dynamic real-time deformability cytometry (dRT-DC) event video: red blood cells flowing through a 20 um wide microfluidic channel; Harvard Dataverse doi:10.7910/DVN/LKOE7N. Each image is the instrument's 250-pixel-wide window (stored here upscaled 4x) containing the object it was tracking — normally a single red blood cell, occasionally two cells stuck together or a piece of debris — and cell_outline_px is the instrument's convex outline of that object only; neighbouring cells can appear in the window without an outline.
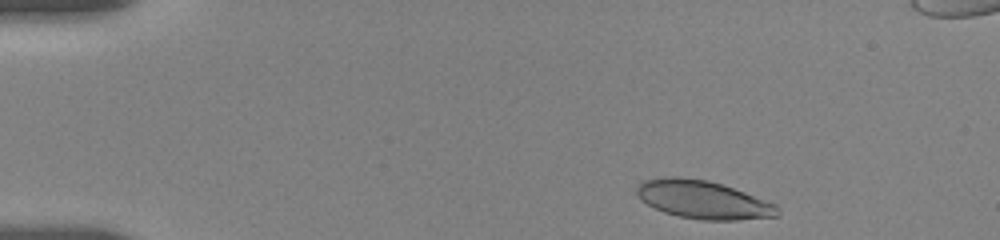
{"species": "human", "species_latin": "Homo sapiens", "temperature_condition": "room temperature", "stored_images_in_passage": 10, "camera_frame_rate_fps": 3000, "um_per_image_px": 0.085, "donor": {"sex": "female"}, "frame": {"image": 1, "passage_image": 1, "time_ms": 0.0, "image_size_px": [1000, 240], "cell_outline_px": [[780, 216], [736, 220], [700, 220], [680, 216], [664, 212], [640, 200], [636, 192], [636, 184], [644, 180], [664, 176], [676, 176], [708, 180], [744, 192], [776, 204], [780, 212]], "centroid_in_image_um": [59.74, 16.97], "position_along_channel_um": 25.3, "area_um2": 31.33}}
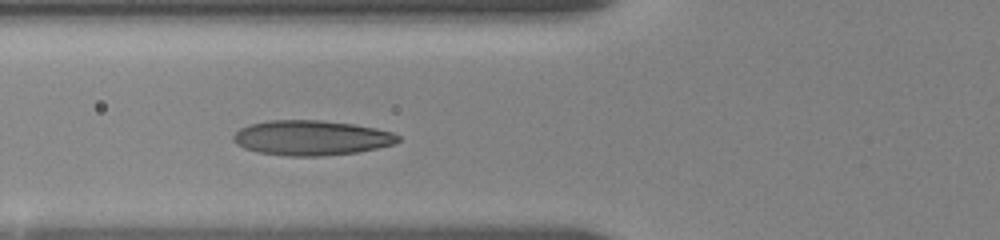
{"frame": {"image": 2, "passage_image": 7, "time_ms": 4.333, "image_size_px": [1000, 240], "cell_outline_px": [[400, 140], [392, 144], [376, 148], [356, 152], [320, 156], [288, 156], [256, 152], [244, 148], [236, 144], [232, 140], [232, 136], [240, 128], [252, 124], [268, 120], [320, 120], [352, 124], [376, 128], [392, 132], [400, 136]], "centroid_in_image_um": [26.43, 11.71], "position_along_channel_um": 99.4, "area_um2": 33.47}}
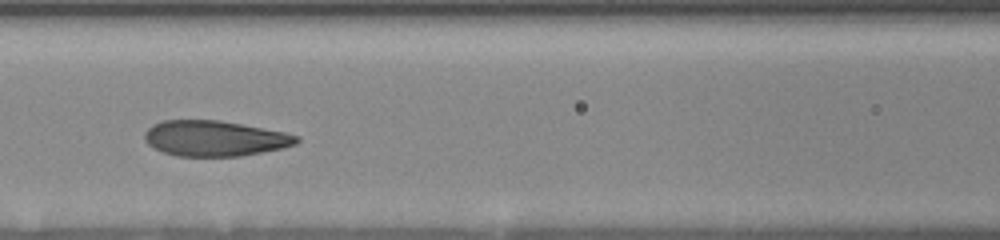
{"frame": {"image": 3, "passage_image": 9, "time_ms": 5.667, "image_size_px": [1000, 240], "cell_outline_px": [[300, 140], [296, 144], [284, 148], [240, 156], [176, 156], [164, 152], [148, 144], [144, 140], [144, 132], [152, 124], [164, 120], [216, 120], [240, 124], [284, 132], [300, 136]], "centroid_in_image_um": [18.25, 11.76], "position_along_channel_um": 148.4, "area_um2": 31.39}}